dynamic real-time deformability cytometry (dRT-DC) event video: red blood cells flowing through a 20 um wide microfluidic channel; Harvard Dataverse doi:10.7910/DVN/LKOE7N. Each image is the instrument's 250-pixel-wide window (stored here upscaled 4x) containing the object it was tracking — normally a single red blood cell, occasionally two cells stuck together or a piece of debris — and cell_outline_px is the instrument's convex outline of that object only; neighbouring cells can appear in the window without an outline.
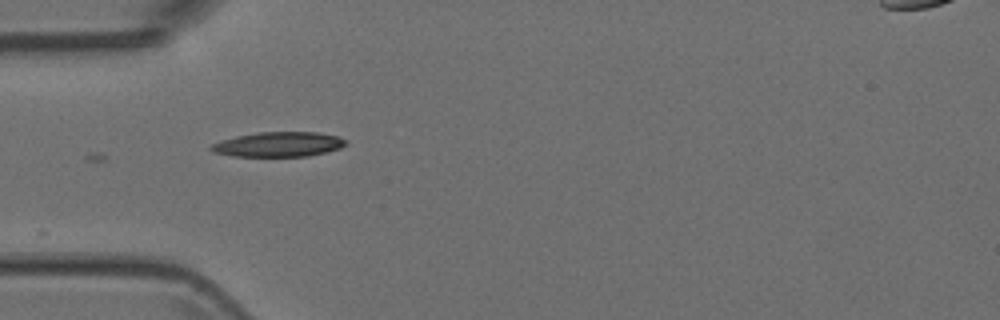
{"species": "Egyptian fruit bat (a non-hibernating species)", "species_latin": "Rousettus aegyptiacus", "temperature_condition": "room temperature", "stored_images_in_passage": 8, "camera_frame_rate_fps": 3000, "um_per_image_px": 0.085, "animal": {"sex": "female"}, "frame": {"image": 1, "passage_image": 6, "time_ms": 1.667, "image_size_px": [1000, 320], "cell_outline_px": [[348, 144], [340, 148], [308, 156], [232, 156], [212, 152], [208, 148], [212, 144], [220, 140], [236, 136], [260, 132], [316, 132], [340, 136], [348, 140]], "centroid_in_image_um": [23.68, 12.26], "position_along_channel_um": 61.3, "area_um2": 19.59}}
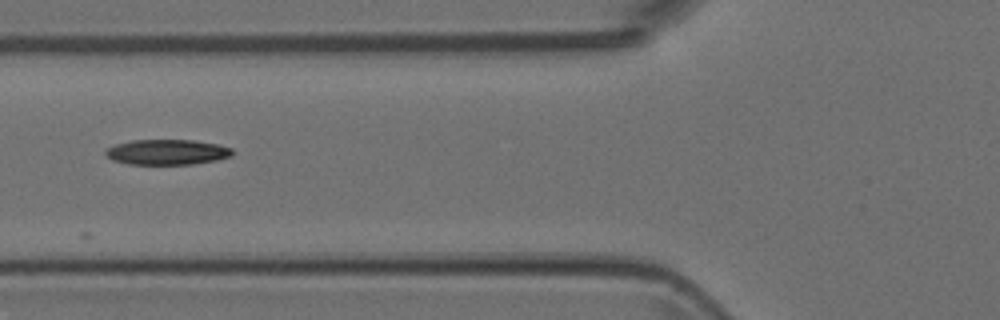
{"frame": {"image": 2, "passage_image": 7, "time_ms": 2.0, "image_size_px": [1000, 320], "cell_outline_px": [[236, 152], [232, 156], [216, 160], [192, 164], [128, 164], [112, 160], [104, 152], [108, 148], [116, 144], [132, 140], [192, 140], [220, 144], [232, 148]], "centroid_in_image_um": [14.26, 12.92], "position_along_channel_um": 111.5, "area_um2": 18.79}}